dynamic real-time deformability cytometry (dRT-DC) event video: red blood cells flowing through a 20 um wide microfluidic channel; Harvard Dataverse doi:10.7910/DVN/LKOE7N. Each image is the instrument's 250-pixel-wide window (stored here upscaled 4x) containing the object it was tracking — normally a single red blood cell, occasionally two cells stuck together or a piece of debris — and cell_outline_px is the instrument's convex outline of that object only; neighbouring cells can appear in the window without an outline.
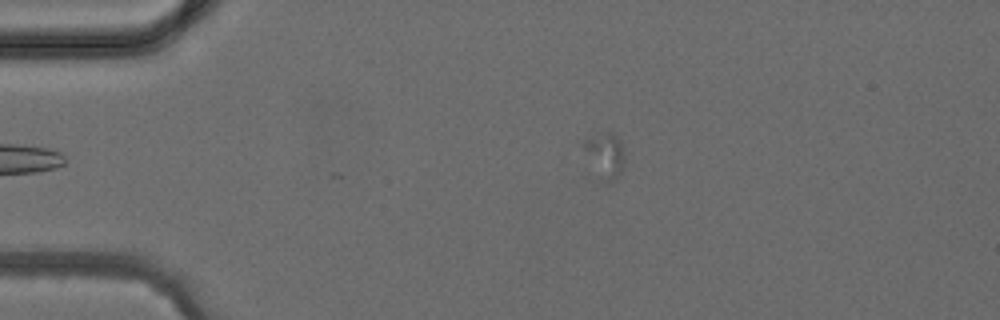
{"species": "common noctule bat (a hibernating species)", "species_latin": "Nyctalus noctula", "temperature_condition": "cold", "stored_images_in_passage": 4, "camera_frame_rate_fps": 3000, "um_per_image_px": 0.085, "animal": {"sex": "female", "body_mass_g": 24.6, "forearm_length_mm": 56.2}, "frame": {"image": 1, "passage_image": 4, "time_ms": 3.333, "image_size_px": [1000, 320], "cell_outline_px": [[624, 168], [620, 176], [612, 184], [584, 180], [580, 144], [580, 140], [592, 136], [608, 132], [612, 132], [620, 140], [624, 148]], "centroid_in_image_um": [51.2, 13.43], "position_along_channel_um": 33.8, "area_um2": 13.58}}